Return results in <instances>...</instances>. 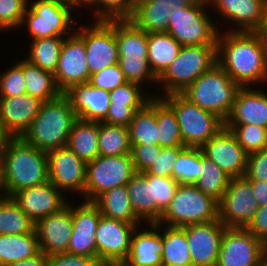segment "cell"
I'll list each match as a JSON object with an SVG mask.
<instances>
[{
	"label": "cell",
	"instance_id": "obj_1",
	"mask_svg": "<svg viewBox=\"0 0 267 266\" xmlns=\"http://www.w3.org/2000/svg\"><path fill=\"white\" fill-rule=\"evenodd\" d=\"M217 63L240 87L267 79V51L254 32L218 34Z\"/></svg>",
	"mask_w": 267,
	"mask_h": 266
},
{
	"label": "cell",
	"instance_id": "obj_2",
	"mask_svg": "<svg viewBox=\"0 0 267 266\" xmlns=\"http://www.w3.org/2000/svg\"><path fill=\"white\" fill-rule=\"evenodd\" d=\"M7 197L49 181L47 152L35 148L22 137H12L0 158Z\"/></svg>",
	"mask_w": 267,
	"mask_h": 266
},
{
	"label": "cell",
	"instance_id": "obj_3",
	"mask_svg": "<svg viewBox=\"0 0 267 266\" xmlns=\"http://www.w3.org/2000/svg\"><path fill=\"white\" fill-rule=\"evenodd\" d=\"M76 120L77 116L69 100L62 93L41 104L38 114L22 138L44 152L65 147Z\"/></svg>",
	"mask_w": 267,
	"mask_h": 266
},
{
	"label": "cell",
	"instance_id": "obj_4",
	"mask_svg": "<svg viewBox=\"0 0 267 266\" xmlns=\"http://www.w3.org/2000/svg\"><path fill=\"white\" fill-rule=\"evenodd\" d=\"M240 88L224 69L215 63L187 86L181 94L201 109L210 111L225 121Z\"/></svg>",
	"mask_w": 267,
	"mask_h": 266
},
{
	"label": "cell",
	"instance_id": "obj_5",
	"mask_svg": "<svg viewBox=\"0 0 267 266\" xmlns=\"http://www.w3.org/2000/svg\"><path fill=\"white\" fill-rule=\"evenodd\" d=\"M118 65L127 82L141 85L143 81L157 83L147 59L148 33L129 19L116 20Z\"/></svg>",
	"mask_w": 267,
	"mask_h": 266
},
{
	"label": "cell",
	"instance_id": "obj_6",
	"mask_svg": "<svg viewBox=\"0 0 267 266\" xmlns=\"http://www.w3.org/2000/svg\"><path fill=\"white\" fill-rule=\"evenodd\" d=\"M218 204L216 199L204 194L194 184H179L157 223L184 227L218 220Z\"/></svg>",
	"mask_w": 267,
	"mask_h": 266
},
{
	"label": "cell",
	"instance_id": "obj_7",
	"mask_svg": "<svg viewBox=\"0 0 267 266\" xmlns=\"http://www.w3.org/2000/svg\"><path fill=\"white\" fill-rule=\"evenodd\" d=\"M175 113L185 147L201 148L224 127V121L216 114L201 109L181 93L160 97Z\"/></svg>",
	"mask_w": 267,
	"mask_h": 266
},
{
	"label": "cell",
	"instance_id": "obj_8",
	"mask_svg": "<svg viewBox=\"0 0 267 266\" xmlns=\"http://www.w3.org/2000/svg\"><path fill=\"white\" fill-rule=\"evenodd\" d=\"M217 63V45L182 46L178 56L157 78L165 95L181 93Z\"/></svg>",
	"mask_w": 267,
	"mask_h": 266
},
{
	"label": "cell",
	"instance_id": "obj_9",
	"mask_svg": "<svg viewBox=\"0 0 267 266\" xmlns=\"http://www.w3.org/2000/svg\"><path fill=\"white\" fill-rule=\"evenodd\" d=\"M136 173L131 154L98 156L86 163V181L83 197L94 201L106 190L127 185Z\"/></svg>",
	"mask_w": 267,
	"mask_h": 266
},
{
	"label": "cell",
	"instance_id": "obj_10",
	"mask_svg": "<svg viewBox=\"0 0 267 266\" xmlns=\"http://www.w3.org/2000/svg\"><path fill=\"white\" fill-rule=\"evenodd\" d=\"M30 4L23 15L21 27L27 23L31 40L65 34L67 37V33L75 31L71 5L57 0H38Z\"/></svg>",
	"mask_w": 267,
	"mask_h": 266
},
{
	"label": "cell",
	"instance_id": "obj_11",
	"mask_svg": "<svg viewBox=\"0 0 267 266\" xmlns=\"http://www.w3.org/2000/svg\"><path fill=\"white\" fill-rule=\"evenodd\" d=\"M206 5H191L177 9L169 18L167 33L182 46L217 45L220 31L206 13ZM205 9V10H204Z\"/></svg>",
	"mask_w": 267,
	"mask_h": 266
},
{
	"label": "cell",
	"instance_id": "obj_12",
	"mask_svg": "<svg viewBox=\"0 0 267 266\" xmlns=\"http://www.w3.org/2000/svg\"><path fill=\"white\" fill-rule=\"evenodd\" d=\"M91 25L76 30L83 39L90 75L106 67L118 64L119 53L116 43V20H96Z\"/></svg>",
	"mask_w": 267,
	"mask_h": 266
},
{
	"label": "cell",
	"instance_id": "obj_13",
	"mask_svg": "<svg viewBox=\"0 0 267 266\" xmlns=\"http://www.w3.org/2000/svg\"><path fill=\"white\" fill-rule=\"evenodd\" d=\"M141 225L101 215L96 229L97 261L102 266L123 264L130 253L131 237Z\"/></svg>",
	"mask_w": 267,
	"mask_h": 266
},
{
	"label": "cell",
	"instance_id": "obj_14",
	"mask_svg": "<svg viewBox=\"0 0 267 266\" xmlns=\"http://www.w3.org/2000/svg\"><path fill=\"white\" fill-rule=\"evenodd\" d=\"M250 182L245 177L232 178L218 204V220L226 228H246L259 208Z\"/></svg>",
	"mask_w": 267,
	"mask_h": 266
},
{
	"label": "cell",
	"instance_id": "obj_15",
	"mask_svg": "<svg viewBox=\"0 0 267 266\" xmlns=\"http://www.w3.org/2000/svg\"><path fill=\"white\" fill-rule=\"evenodd\" d=\"M263 242L246 228H225L216 266H259Z\"/></svg>",
	"mask_w": 267,
	"mask_h": 266
},
{
	"label": "cell",
	"instance_id": "obj_16",
	"mask_svg": "<svg viewBox=\"0 0 267 266\" xmlns=\"http://www.w3.org/2000/svg\"><path fill=\"white\" fill-rule=\"evenodd\" d=\"M200 149L231 179L244 177L248 154L243 150L230 129L224 126Z\"/></svg>",
	"mask_w": 267,
	"mask_h": 266
},
{
	"label": "cell",
	"instance_id": "obj_17",
	"mask_svg": "<svg viewBox=\"0 0 267 266\" xmlns=\"http://www.w3.org/2000/svg\"><path fill=\"white\" fill-rule=\"evenodd\" d=\"M75 31L63 40V45L54 73L56 84L62 93L71 85L89 82L90 72L86 60L84 39Z\"/></svg>",
	"mask_w": 267,
	"mask_h": 266
},
{
	"label": "cell",
	"instance_id": "obj_18",
	"mask_svg": "<svg viewBox=\"0 0 267 266\" xmlns=\"http://www.w3.org/2000/svg\"><path fill=\"white\" fill-rule=\"evenodd\" d=\"M47 158L49 181L62 192L71 191L83 195L86 163L67 146L47 152Z\"/></svg>",
	"mask_w": 267,
	"mask_h": 266
},
{
	"label": "cell",
	"instance_id": "obj_19",
	"mask_svg": "<svg viewBox=\"0 0 267 266\" xmlns=\"http://www.w3.org/2000/svg\"><path fill=\"white\" fill-rule=\"evenodd\" d=\"M101 217L98 206L93 201L82 205H71L72 234L67 253L87 256L97 260L96 229Z\"/></svg>",
	"mask_w": 267,
	"mask_h": 266
},
{
	"label": "cell",
	"instance_id": "obj_20",
	"mask_svg": "<svg viewBox=\"0 0 267 266\" xmlns=\"http://www.w3.org/2000/svg\"><path fill=\"white\" fill-rule=\"evenodd\" d=\"M190 248L192 266H216L225 226L214 220L182 227Z\"/></svg>",
	"mask_w": 267,
	"mask_h": 266
},
{
	"label": "cell",
	"instance_id": "obj_21",
	"mask_svg": "<svg viewBox=\"0 0 267 266\" xmlns=\"http://www.w3.org/2000/svg\"><path fill=\"white\" fill-rule=\"evenodd\" d=\"M61 192V193H60ZM60 191L50 181L32 186L14 193L11 198L19 208L34 222L56 213L68 202Z\"/></svg>",
	"mask_w": 267,
	"mask_h": 266
},
{
	"label": "cell",
	"instance_id": "obj_22",
	"mask_svg": "<svg viewBox=\"0 0 267 266\" xmlns=\"http://www.w3.org/2000/svg\"><path fill=\"white\" fill-rule=\"evenodd\" d=\"M71 204L35 223L40 251L47 256L65 253L72 234Z\"/></svg>",
	"mask_w": 267,
	"mask_h": 266
},
{
	"label": "cell",
	"instance_id": "obj_23",
	"mask_svg": "<svg viewBox=\"0 0 267 266\" xmlns=\"http://www.w3.org/2000/svg\"><path fill=\"white\" fill-rule=\"evenodd\" d=\"M77 119L102 122L108 114L110 93L94 87L90 82L71 85L63 92Z\"/></svg>",
	"mask_w": 267,
	"mask_h": 266
},
{
	"label": "cell",
	"instance_id": "obj_24",
	"mask_svg": "<svg viewBox=\"0 0 267 266\" xmlns=\"http://www.w3.org/2000/svg\"><path fill=\"white\" fill-rule=\"evenodd\" d=\"M43 101L27 93L0 97V121L12 137H22L38 114Z\"/></svg>",
	"mask_w": 267,
	"mask_h": 266
},
{
	"label": "cell",
	"instance_id": "obj_25",
	"mask_svg": "<svg viewBox=\"0 0 267 266\" xmlns=\"http://www.w3.org/2000/svg\"><path fill=\"white\" fill-rule=\"evenodd\" d=\"M187 4L185 0H140L134 4L129 20L147 33L166 32L169 18Z\"/></svg>",
	"mask_w": 267,
	"mask_h": 266
},
{
	"label": "cell",
	"instance_id": "obj_26",
	"mask_svg": "<svg viewBox=\"0 0 267 266\" xmlns=\"http://www.w3.org/2000/svg\"><path fill=\"white\" fill-rule=\"evenodd\" d=\"M241 87L224 124H252L267 129V93Z\"/></svg>",
	"mask_w": 267,
	"mask_h": 266
},
{
	"label": "cell",
	"instance_id": "obj_27",
	"mask_svg": "<svg viewBox=\"0 0 267 266\" xmlns=\"http://www.w3.org/2000/svg\"><path fill=\"white\" fill-rule=\"evenodd\" d=\"M228 21L237 27L229 31L253 32L262 21L267 6V0H208Z\"/></svg>",
	"mask_w": 267,
	"mask_h": 266
},
{
	"label": "cell",
	"instance_id": "obj_28",
	"mask_svg": "<svg viewBox=\"0 0 267 266\" xmlns=\"http://www.w3.org/2000/svg\"><path fill=\"white\" fill-rule=\"evenodd\" d=\"M149 229L139 231V226L131 237L130 253L124 266H161L163 245L160 236L161 224L151 223Z\"/></svg>",
	"mask_w": 267,
	"mask_h": 266
},
{
	"label": "cell",
	"instance_id": "obj_29",
	"mask_svg": "<svg viewBox=\"0 0 267 266\" xmlns=\"http://www.w3.org/2000/svg\"><path fill=\"white\" fill-rule=\"evenodd\" d=\"M182 45L167 32L148 33L147 59L158 78L178 56Z\"/></svg>",
	"mask_w": 267,
	"mask_h": 266
},
{
	"label": "cell",
	"instance_id": "obj_30",
	"mask_svg": "<svg viewBox=\"0 0 267 266\" xmlns=\"http://www.w3.org/2000/svg\"><path fill=\"white\" fill-rule=\"evenodd\" d=\"M98 134L99 122L77 119L66 146L85 163H89L99 156Z\"/></svg>",
	"mask_w": 267,
	"mask_h": 266
},
{
	"label": "cell",
	"instance_id": "obj_31",
	"mask_svg": "<svg viewBox=\"0 0 267 266\" xmlns=\"http://www.w3.org/2000/svg\"><path fill=\"white\" fill-rule=\"evenodd\" d=\"M101 215L130 224H141L135 215L126 185L106 190L93 201Z\"/></svg>",
	"mask_w": 267,
	"mask_h": 266
},
{
	"label": "cell",
	"instance_id": "obj_32",
	"mask_svg": "<svg viewBox=\"0 0 267 266\" xmlns=\"http://www.w3.org/2000/svg\"><path fill=\"white\" fill-rule=\"evenodd\" d=\"M131 145H159V130L156 121V97L148 101L134 114L128 126Z\"/></svg>",
	"mask_w": 267,
	"mask_h": 266
},
{
	"label": "cell",
	"instance_id": "obj_33",
	"mask_svg": "<svg viewBox=\"0 0 267 266\" xmlns=\"http://www.w3.org/2000/svg\"><path fill=\"white\" fill-rule=\"evenodd\" d=\"M39 252L35 230L19 235L0 234V266H9L11 263L23 261L36 256Z\"/></svg>",
	"mask_w": 267,
	"mask_h": 266
},
{
	"label": "cell",
	"instance_id": "obj_34",
	"mask_svg": "<svg viewBox=\"0 0 267 266\" xmlns=\"http://www.w3.org/2000/svg\"><path fill=\"white\" fill-rule=\"evenodd\" d=\"M126 187L135 215L147 224L153 223L152 175L136 172Z\"/></svg>",
	"mask_w": 267,
	"mask_h": 266
},
{
	"label": "cell",
	"instance_id": "obj_35",
	"mask_svg": "<svg viewBox=\"0 0 267 266\" xmlns=\"http://www.w3.org/2000/svg\"><path fill=\"white\" fill-rule=\"evenodd\" d=\"M23 77L25 78L26 93L43 102L53 100L62 94L53 73L42 70L26 59H23Z\"/></svg>",
	"mask_w": 267,
	"mask_h": 266
},
{
	"label": "cell",
	"instance_id": "obj_36",
	"mask_svg": "<svg viewBox=\"0 0 267 266\" xmlns=\"http://www.w3.org/2000/svg\"><path fill=\"white\" fill-rule=\"evenodd\" d=\"M160 233L163 245L162 264L169 266H192L189 244L182 227L167 226Z\"/></svg>",
	"mask_w": 267,
	"mask_h": 266
},
{
	"label": "cell",
	"instance_id": "obj_37",
	"mask_svg": "<svg viewBox=\"0 0 267 266\" xmlns=\"http://www.w3.org/2000/svg\"><path fill=\"white\" fill-rule=\"evenodd\" d=\"M98 148L99 156L131 154L128 127L99 122Z\"/></svg>",
	"mask_w": 267,
	"mask_h": 266
},
{
	"label": "cell",
	"instance_id": "obj_38",
	"mask_svg": "<svg viewBox=\"0 0 267 266\" xmlns=\"http://www.w3.org/2000/svg\"><path fill=\"white\" fill-rule=\"evenodd\" d=\"M63 36H51L32 40L29 55L25 59L42 70L55 73L63 45Z\"/></svg>",
	"mask_w": 267,
	"mask_h": 266
},
{
	"label": "cell",
	"instance_id": "obj_39",
	"mask_svg": "<svg viewBox=\"0 0 267 266\" xmlns=\"http://www.w3.org/2000/svg\"><path fill=\"white\" fill-rule=\"evenodd\" d=\"M230 179L231 178L205 156L201 150L200 176L194 185L204 194L213 197L219 202L229 186Z\"/></svg>",
	"mask_w": 267,
	"mask_h": 266
},
{
	"label": "cell",
	"instance_id": "obj_40",
	"mask_svg": "<svg viewBox=\"0 0 267 266\" xmlns=\"http://www.w3.org/2000/svg\"><path fill=\"white\" fill-rule=\"evenodd\" d=\"M35 223L11 197L0 199V234L19 235L34 231Z\"/></svg>",
	"mask_w": 267,
	"mask_h": 266
},
{
	"label": "cell",
	"instance_id": "obj_41",
	"mask_svg": "<svg viewBox=\"0 0 267 266\" xmlns=\"http://www.w3.org/2000/svg\"><path fill=\"white\" fill-rule=\"evenodd\" d=\"M156 121L160 147L184 146L177 117L159 96L156 97Z\"/></svg>",
	"mask_w": 267,
	"mask_h": 266
},
{
	"label": "cell",
	"instance_id": "obj_42",
	"mask_svg": "<svg viewBox=\"0 0 267 266\" xmlns=\"http://www.w3.org/2000/svg\"><path fill=\"white\" fill-rule=\"evenodd\" d=\"M200 170L201 149L185 147L174 164L172 178L179 184H195L200 176Z\"/></svg>",
	"mask_w": 267,
	"mask_h": 266
},
{
	"label": "cell",
	"instance_id": "obj_43",
	"mask_svg": "<svg viewBox=\"0 0 267 266\" xmlns=\"http://www.w3.org/2000/svg\"><path fill=\"white\" fill-rule=\"evenodd\" d=\"M236 136L238 143L249 155L264 147L267 129L252 124H224Z\"/></svg>",
	"mask_w": 267,
	"mask_h": 266
},
{
	"label": "cell",
	"instance_id": "obj_44",
	"mask_svg": "<svg viewBox=\"0 0 267 266\" xmlns=\"http://www.w3.org/2000/svg\"><path fill=\"white\" fill-rule=\"evenodd\" d=\"M178 186L179 183L173 178L152 175L153 223L160 220Z\"/></svg>",
	"mask_w": 267,
	"mask_h": 266
},
{
	"label": "cell",
	"instance_id": "obj_45",
	"mask_svg": "<svg viewBox=\"0 0 267 266\" xmlns=\"http://www.w3.org/2000/svg\"><path fill=\"white\" fill-rule=\"evenodd\" d=\"M142 86L136 83L126 82L110 91L111 104H114V106H144L153 96L146 97L147 95H143Z\"/></svg>",
	"mask_w": 267,
	"mask_h": 266
},
{
	"label": "cell",
	"instance_id": "obj_46",
	"mask_svg": "<svg viewBox=\"0 0 267 266\" xmlns=\"http://www.w3.org/2000/svg\"><path fill=\"white\" fill-rule=\"evenodd\" d=\"M23 77V59L0 75V97H12L26 93Z\"/></svg>",
	"mask_w": 267,
	"mask_h": 266
},
{
	"label": "cell",
	"instance_id": "obj_47",
	"mask_svg": "<svg viewBox=\"0 0 267 266\" xmlns=\"http://www.w3.org/2000/svg\"><path fill=\"white\" fill-rule=\"evenodd\" d=\"M29 0H0V29L20 28Z\"/></svg>",
	"mask_w": 267,
	"mask_h": 266
},
{
	"label": "cell",
	"instance_id": "obj_48",
	"mask_svg": "<svg viewBox=\"0 0 267 266\" xmlns=\"http://www.w3.org/2000/svg\"><path fill=\"white\" fill-rule=\"evenodd\" d=\"M184 148L185 146L162 147L160 155H157L153 164H151L143 173L172 178L174 164Z\"/></svg>",
	"mask_w": 267,
	"mask_h": 266
},
{
	"label": "cell",
	"instance_id": "obj_49",
	"mask_svg": "<svg viewBox=\"0 0 267 266\" xmlns=\"http://www.w3.org/2000/svg\"><path fill=\"white\" fill-rule=\"evenodd\" d=\"M98 5V20L105 21L129 19L134 7L131 0H99Z\"/></svg>",
	"mask_w": 267,
	"mask_h": 266
},
{
	"label": "cell",
	"instance_id": "obj_50",
	"mask_svg": "<svg viewBox=\"0 0 267 266\" xmlns=\"http://www.w3.org/2000/svg\"><path fill=\"white\" fill-rule=\"evenodd\" d=\"M89 82L96 88L110 92L125 84L127 80L125 79L124 73L120 69V66L115 64L113 66L106 67L95 74H92Z\"/></svg>",
	"mask_w": 267,
	"mask_h": 266
},
{
	"label": "cell",
	"instance_id": "obj_51",
	"mask_svg": "<svg viewBox=\"0 0 267 266\" xmlns=\"http://www.w3.org/2000/svg\"><path fill=\"white\" fill-rule=\"evenodd\" d=\"M161 148L153 144L131 145V157L136 172L143 173L153 164L157 155H160Z\"/></svg>",
	"mask_w": 267,
	"mask_h": 266
},
{
	"label": "cell",
	"instance_id": "obj_52",
	"mask_svg": "<svg viewBox=\"0 0 267 266\" xmlns=\"http://www.w3.org/2000/svg\"><path fill=\"white\" fill-rule=\"evenodd\" d=\"M244 177L247 180L267 181V151L262 149L248 155Z\"/></svg>",
	"mask_w": 267,
	"mask_h": 266
},
{
	"label": "cell",
	"instance_id": "obj_53",
	"mask_svg": "<svg viewBox=\"0 0 267 266\" xmlns=\"http://www.w3.org/2000/svg\"><path fill=\"white\" fill-rule=\"evenodd\" d=\"M46 266H102L95 258L67 252L47 256Z\"/></svg>",
	"mask_w": 267,
	"mask_h": 266
},
{
	"label": "cell",
	"instance_id": "obj_54",
	"mask_svg": "<svg viewBox=\"0 0 267 266\" xmlns=\"http://www.w3.org/2000/svg\"><path fill=\"white\" fill-rule=\"evenodd\" d=\"M142 107L143 106H114V104H110L107 117L102 122L128 127L133 120L135 112Z\"/></svg>",
	"mask_w": 267,
	"mask_h": 266
},
{
	"label": "cell",
	"instance_id": "obj_55",
	"mask_svg": "<svg viewBox=\"0 0 267 266\" xmlns=\"http://www.w3.org/2000/svg\"><path fill=\"white\" fill-rule=\"evenodd\" d=\"M246 229L262 242L267 239V205L258 208Z\"/></svg>",
	"mask_w": 267,
	"mask_h": 266
},
{
	"label": "cell",
	"instance_id": "obj_56",
	"mask_svg": "<svg viewBox=\"0 0 267 266\" xmlns=\"http://www.w3.org/2000/svg\"><path fill=\"white\" fill-rule=\"evenodd\" d=\"M259 206L267 205V181L248 180Z\"/></svg>",
	"mask_w": 267,
	"mask_h": 266
},
{
	"label": "cell",
	"instance_id": "obj_57",
	"mask_svg": "<svg viewBox=\"0 0 267 266\" xmlns=\"http://www.w3.org/2000/svg\"><path fill=\"white\" fill-rule=\"evenodd\" d=\"M47 265V255L43 252H39L36 256L25 259L23 261H17L11 263L9 266H46Z\"/></svg>",
	"mask_w": 267,
	"mask_h": 266
},
{
	"label": "cell",
	"instance_id": "obj_58",
	"mask_svg": "<svg viewBox=\"0 0 267 266\" xmlns=\"http://www.w3.org/2000/svg\"><path fill=\"white\" fill-rule=\"evenodd\" d=\"M253 32L258 36L260 43L267 51V6L262 21Z\"/></svg>",
	"mask_w": 267,
	"mask_h": 266
},
{
	"label": "cell",
	"instance_id": "obj_59",
	"mask_svg": "<svg viewBox=\"0 0 267 266\" xmlns=\"http://www.w3.org/2000/svg\"><path fill=\"white\" fill-rule=\"evenodd\" d=\"M11 138L12 136L7 132V130L0 121V158L6 150L7 144Z\"/></svg>",
	"mask_w": 267,
	"mask_h": 266
},
{
	"label": "cell",
	"instance_id": "obj_60",
	"mask_svg": "<svg viewBox=\"0 0 267 266\" xmlns=\"http://www.w3.org/2000/svg\"><path fill=\"white\" fill-rule=\"evenodd\" d=\"M98 2H99V0H74V4L72 5V8L74 9V8H78V6H83V5H86V7L87 6H97V9H96V11H94L95 12V20L97 19L98 20Z\"/></svg>",
	"mask_w": 267,
	"mask_h": 266
},
{
	"label": "cell",
	"instance_id": "obj_61",
	"mask_svg": "<svg viewBox=\"0 0 267 266\" xmlns=\"http://www.w3.org/2000/svg\"><path fill=\"white\" fill-rule=\"evenodd\" d=\"M1 192H3V193H1ZM5 197H7V196H6V193L4 190V186H3L2 169H1V164H0V199H3Z\"/></svg>",
	"mask_w": 267,
	"mask_h": 266
},
{
	"label": "cell",
	"instance_id": "obj_62",
	"mask_svg": "<svg viewBox=\"0 0 267 266\" xmlns=\"http://www.w3.org/2000/svg\"><path fill=\"white\" fill-rule=\"evenodd\" d=\"M191 5H208V0H185Z\"/></svg>",
	"mask_w": 267,
	"mask_h": 266
},
{
	"label": "cell",
	"instance_id": "obj_63",
	"mask_svg": "<svg viewBox=\"0 0 267 266\" xmlns=\"http://www.w3.org/2000/svg\"><path fill=\"white\" fill-rule=\"evenodd\" d=\"M263 254L267 255V239L263 241Z\"/></svg>",
	"mask_w": 267,
	"mask_h": 266
},
{
	"label": "cell",
	"instance_id": "obj_64",
	"mask_svg": "<svg viewBox=\"0 0 267 266\" xmlns=\"http://www.w3.org/2000/svg\"><path fill=\"white\" fill-rule=\"evenodd\" d=\"M57 1H60V2H63V3L69 4L71 6L74 4V0H57Z\"/></svg>",
	"mask_w": 267,
	"mask_h": 266
},
{
	"label": "cell",
	"instance_id": "obj_65",
	"mask_svg": "<svg viewBox=\"0 0 267 266\" xmlns=\"http://www.w3.org/2000/svg\"><path fill=\"white\" fill-rule=\"evenodd\" d=\"M262 263L267 266V255L263 254Z\"/></svg>",
	"mask_w": 267,
	"mask_h": 266
},
{
	"label": "cell",
	"instance_id": "obj_66",
	"mask_svg": "<svg viewBox=\"0 0 267 266\" xmlns=\"http://www.w3.org/2000/svg\"><path fill=\"white\" fill-rule=\"evenodd\" d=\"M263 150L267 151V133H266V138H265Z\"/></svg>",
	"mask_w": 267,
	"mask_h": 266
},
{
	"label": "cell",
	"instance_id": "obj_67",
	"mask_svg": "<svg viewBox=\"0 0 267 266\" xmlns=\"http://www.w3.org/2000/svg\"><path fill=\"white\" fill-rule=\"evenodd\" d=\"M138 1H140V0H131V2H132L133 4L137 3Z\"/></svg>",
	"mask_w": 267,
	"mask_h": 266
},
{
	"label": "cell",
	"instance_id": "obj_68",
	"mask_svg": "<svg viewBox=\"0 0 267 266\" xmlns=\"http://www.w3.org/2000/svg\"><path fill=\"white\" fill-rule=\"evenodd\" d=\"M111 266H124L123 264H115V265H111Z\"/></svg>",
	"mask_w": 267,
	"mask_h": 266
}]
</instances>
